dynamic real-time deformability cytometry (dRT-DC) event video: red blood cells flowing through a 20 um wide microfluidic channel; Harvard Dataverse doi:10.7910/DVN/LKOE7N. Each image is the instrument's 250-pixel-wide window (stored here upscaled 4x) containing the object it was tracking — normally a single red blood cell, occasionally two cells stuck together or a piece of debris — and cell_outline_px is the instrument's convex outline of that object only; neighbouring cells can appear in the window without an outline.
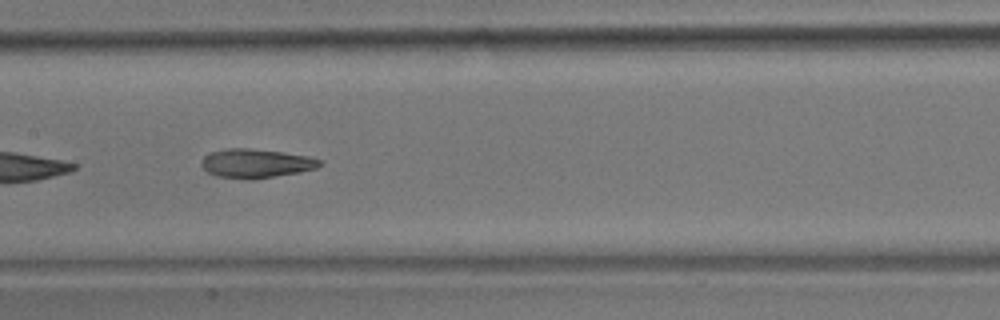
{"species": "common noctule bat (a hibernating species)", "species_latin": "Nyctalus noctula", "temperature_condition": "room temperature", "stored_images_in_passage": 14, "camera_frame_rate_fps": 3000, "um_per_image_px": 0.085, "animal": {"sex": "male", "body_mass_g": 17.9}, "frame": {"image": 1, "passage_image": 7, "time_ms": 7.667, "image_size_px": [1000, 320], "cell_outline_px": [[324, 164], [316, 168], [300, 172], [252, 180], [248, 180], [216, 176], [208, 172], [200, 164], [200, 160], [204, 156], [212, 152], [228, 148], [248, 148], [280, 152], [308, 156], [320, 160]], "centroid_in_image_um": [21.74, 13.9], "position_along_channel_um": 185.7, "area_um2": 20.0}}
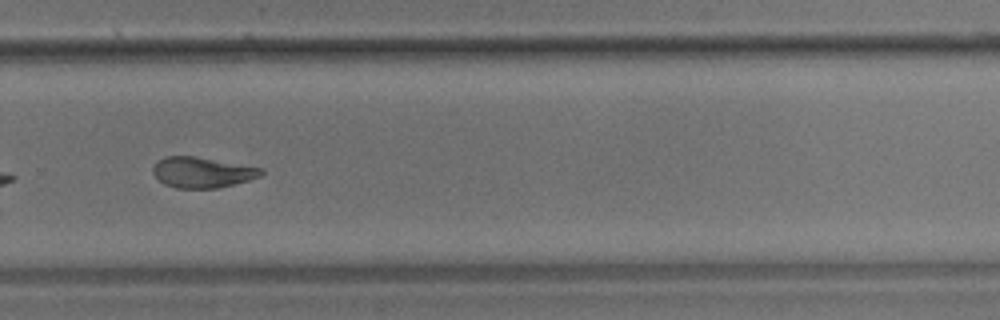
{"frame": {"image": 2, "passage_image": 10, "time_ms": 11.333, "image_size_px": [1000, 320], "cell_outline_px": [[264, 172], [260, 176], [248, 180], [216, 188], [176, 188], [164, 184], [152, 172], [152, 168], [164, 156], [196, 156], [264, 168]], "centroid_in_image_um": [17.2, 14.64], "position_along_channel_um": 312.6, "area_um2": 19.19}, "authors_computed_cell_mechanics": {"area_um2": 20.23, "velocity_mm_per_s": 3.4863, "shape_relaxation_time_tau1_ms": 10.2791, "shape_relaxation_time_tau2_ms": 3.1006, "deformation_change_tau1": 0.1767, "deformation_change_tau2": 0.0697}}